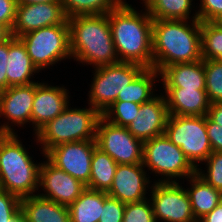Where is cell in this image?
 Returning a JSON list of instances; mask_svg holds the SVG:
<instances>
[{"mask_svg": "<svg viewBox=\"0 0 222 222\" xmlns=\"http://www.w3.org/2000/svg\"><path fill=\"white\" fill-rule=\"evenodd\" d=\"M192 15L189 21L153 19V68L158 72L173 64L202 60L201 22L196 10Z\"/></svg>", "mask_w": 222, "mask_h": 222, "instance_id": "obj_1", "label": "cell"}, {"mask_svg": "<svg viewBox=\"0 0 222 222\" xmlns=\"http://www.w3.org/2000/svg\"><path fill=\"white\" fill-rule=\"evenodd\" d=\"M144 10L139 13L124 0L107 15L119 62H132L144 68H153V19L145 8Z\"/></svg>", "mask_w": 222, "mask_h": 222, "instance_id": "obj_2", "label": "cell"}, {"mask_svg": "<svg viewBox=\"0 0 222 222\" xmlns=\"http://www.w3.org/2000/svg\"><path fill=\"white\" fill-rule=\"evenodd\" d=\"M67 20L74 60L94 68L119 62L107 14L76 15Z\"/></svg>", "mask_w": 222, "mask_h": 222, "instance_id": "obj_3", "label": "cell"}, {"mask_svg": "<svg viewBox=\"0 0 222 222\" xmlns=\"http://www.w3.org/2000/svg\"><path fill=\"white\" fill-rule=\"evenodd\" d=\"M16 133H0V189L22 199L39 190L40 166Z\"/></svg>", "mask_w": 222, "mask_h": 222, "instance_id": "obj_4", "label": "cell"}, {"mask_svg": "<svg viewBox=\"0 0 222 222\" xmlns=\"http://www.w3.org/2000/svg\"><path fill=\"white\" fill-rule=\"evenodd\" d=\"M70 105L35 134V140L41 145L39 149L42 148L41 154L62 143L96 139L101 114L90 105L82 109Z\"/></svg>", "mask_w": 222, "mask_h": 222, "instance_id": "obj_5", "label": "cell"}, {"mask_svg": "<svg viewBox=\"0 0 222 222\" xmlns=\"http://www.w3.org/2000/svg\"><path fill=\"white\" fill-rule=\"evenodd\" d=\"M142 164L156 176L161 175L156 182H179L180 179L189 178L197 171L181 149L165 134L144 141Z\"/></svg>", "mask_w": 222, "mask_h": 222, "instance_id": "obj_6", "label": "cell"}, {"mask_svg": "<svg viewBox=\"0 0 222 222\" xmlns=\"http://www.w3.org/2000/svg\"><path fill=\"white\" fill-rule=\"evenodd\" d=\"M164 134L196 169L197 164H202L213 152L206 130V115H169Z\"/></svg>", "mask_w": 222, "mask_h": 222, "instance_id": "obj_7", "label": "cell"}, {"mask_svg": "<svg viewBox=\"0 0 222 222\" xmlns=\"http://www.w3.org/2000/svg\"><path fill=\"white\" fill-rule=\"evenodd\" d=\"M19 39L26 47L34 66L39 70L50 68L62 60L71 59L68 20L56 26L42 27Z\"/></svg>", "mask_w": 222, "mask_h": 222, "instance_id": "obj_8", "label": "cell"}, {"mask_svg": "<svg viewBox=\"0 0 222 222\" xmlns=\"http://www.w3.org/2000/svg\"><path fill=\"white\" fill-rule=\"evenodd\" d=\"M94 77L88 91V105L101 115L118 97L119 92L144 69L140 64L118 62L94 68Z\"/></svg>", "mask_w": 222, "mask_h": 222, "instance_id": "obj_9", "label": "cell"}, {"mask_svg": "<svg viewBox=\"0 0 222 222\" xmlns=\"http://www.w3.org/2000/svg\"><path fill=\"white\" fill-rule=\"evenodd\" d=\"M179 182H153L148 196L156 222H197L186 188ZM160 220V221H159Z\"/></svg>", "mask_w": 222, "mask_h": 222, "instance_id": "obj_10", "label": "cell"}, {"mask_svg": "<svg viewBox=\"0 0 222 222\" xmlns=\"http://www.w3.org/2000/svg\"><path fill=\"white\" fill-rule=\"evenodd\" d=\"M96 144L117 164H141L144 142L135 138L126 127L117 126L102 116L96 127Z\"/></svg>", "mask_w": 222, "mask_h": 222, "instance_id": "obj_11", "label": "cell"}, {"mask_svg": "<svg viewBox=\"0 0 222 222\" xmlns=\"http://www.w3.org/2000/svg\"><path fill=\"white\" fill-rule=\"evenodd\" d=\"M96 140L59 144L45 156L53 165L87 185L91 176V162Z\"/></svg>", "mask_w": 222, "mask_h": 222, "instance_id": "obj_12", "label": "cell"}, {"mask_svg": "<svg viewBox=\"0 0 222 222\" xmlns=\"http://www.w3.org/2000/svg\"><path fill=\"white\" fill-rule=\"evenodd\" d=\"M40 166L39 187L42 193L37 194L60 205L69 207L86 189L78 179L53 165L46 157Z\"/></svg>", "mask_w": 222, "mask_h": 222, "instance_id": "obj_13", "label": "cell"}, {"mask_svg": "<svg viewBox=\"0 0 222 222\" xmlns=\"http://www.w3.org/2000/svg\"><path fill=\"white\" fill-rule=\"evenodd\" d=\"M34 97L35 83L0 91V118L4 116L8 121L0 125V133H17L12 125L23 127L31 123Z\"/></svg>", "mask_w": 222, "mask_h": 222, "instance_id": "obj_14", "label": "cell"}, {"mask_svg": "<svg viewBox=\"0 0 222 222\" xmlns=\"http://www.w3.org/2000/svg\"><path fill=\"white\" fill-rule=\"evenodd\" d=\"M66 20L61 2L17 5L11 35L19 38L42 27L63 24Z\"/></svg>", "mask_w": 222, "mask_h": 222, "instance_id": "obj_15", "label": "cell"}, {"mask_svg": "<svg viewBox=\"0 0 222 222\" xmlns=\"http://www.w3.org/2000/svg\"><path fill=\"white\" fill-rule=\"evenodd\" d=\"M143 164H118L108 196L118 199L124 204L146 199L150 187V176ZM149 176V177H148Z\"/></svg>", "mask_w": 222, "mask_h": 222, "instance_id": "obj_16", "label": "cell"}, {"mask_svg": "<svg viewBox=\"0 0 222 222\" xmlns=\"http://www.w3.org/2000/svg\"><path fill=\"white\" fill-rule=\"evenodd\" d=\"M35 82V97L32 106L31 122L36 134L43 126L61 114L70 103L69 90L62 86Z\"/></svg>", "mask_w": 222, "mask_h": 222, "instance_id": "obj_17", "label": "cell"}, {"mask_svg": "<svg viewBox=\"0 0 222 222\" xmlns=\"http://www.w3.org/2000/svg\"><path fill=\"white\" fill-rule=\"evenodd\" d=\"M160 94L142 103L138 114L126 127L135 138L143 142L164 134L169 112L165 96Z\"/></svg>", "mask_w": 222, "mask_h": 222, "instance_id": "obj_18", "label": "cell"}, {"mask_svg": "<svg viewBox=\"0 0 222 222\" xmlns=\"http://www.w3.org/2000/svg\"><path fill=\"white\" fill-rule=\"evenodd\" d=\"M169 115L205 116L210 107L206 90L163 88Z\"/></svg>", "mask_w": 222, "mask_h": 222, "instance_id": "obj_19", "label": "cell"}, {"mask_svg": "<svg viewBox=\"0 0 222 222\" xmlns=\"http://www.w3.org/2000/svg\"><path fill=\"white\" fill-rule=\"evenodd\" d=\"M39 70L34 66L26 47L19 38H8V60L6 67L7 88L12 86L30 85Z\"/></svg>", "mask_w": 222, "mask_h": 222, "instance_id": "obj_20", "label": "cell"}, {"mask_svg": "<svg viewBox=\"0 0 222 222\" xmlns=\"http://www.w3.org/2000/svg\"><path fill=\"white\" fill-rule=\"evenodd\" d=\"M163 88L205 90L204 59L192 63H177L163 68L160 72Z\"/></svg>", "mask_w": 222, "mask_h": 222, "instance_id": "obj_21", "label": "cell"}, {"mask_svg": "<svg viewBox=\"0 0 222 222\" xmlns=\"http://www.w3.org/2000/svg\"><path fill=\"white\" fill-rule=\"evenodd\" d=\"M20 211L25 222H71L69 209L38 194L22 198Z\"/></svg>", "mask_w": 222, "mask_h": 222, "instance_id": "obj_22", "label": "cell"}, {"mask_svg": "<svg viewBox=\"0 0 222 222\" xmlns=\"http://www.w3.org/2000/svg\"><path fill=\"white\" fill-rule=\"evenodd\" d=\"M186 180L190 184V187L186 190L190 198L194 217L198 222L222 201V191L209 185L197 172Z\"/></svg>", "mask_w": 222, "mask_h": 222, "instance_id": "obj_23", "label": "cell"}, {"mask_svg": "<svg viewBox=\"0 0 222 222\" xmlns=\"http://www.w3.org/2000/svg\"><path fill=\"white\" fill-rule=\"evenodd\" d=\"M107 192L86 188L68 207L71 222H99Z\"/></svg>", "mask_w": 222, "mask_h": 222, "instance_id": "obj_24", "label": "cell"}, {"mask_svg": "<svg viewBox=\"0 0 222 222\" xmlns=\"http://www.w3.org/2000/svg\"><path fill=\"white\" fill-rule=\"evenodd\" d=\"M156 78H160V73L154 68H144L125 89L119 92L116 101H130L142 104L155 97Z\"/></svg>", "mask_w": 222, "mask_h": 222, "instance_id": "obj_25", "label": "cell"}, {"mask_svg": "<svg viewBox=\"0 0 222 222\" xmlns=\"http://www.w3.org/2000/svg\"><path fill=\"white\" fill-rule=\"evenodd\" d=\"M117 163L97 146L91 162V176L86 188L108 192L112 186Z\"/></svg>", "mask_w": 222, "mask_h": 222, "instance_id": "obj_26", "label": "cell"}, {"mask_svg": "<svg viewBox=\"0 0 222 222\" xmlns=\"http://www.w3.org/2000/svg\"><path fill=\"white\" fill-rule=\"evenodd\" d=\"M144 7L156 20H190L193 0H142Z\"/></svg>", "mask_w": 222, "mask_h": 222, "instance_id": "obj_27", "label": "cell"}, {"mask_svg": "<svg viewBox=\"0 0 222 222\" xmlns=\"http://www.w3.org/2000/svg\"><path fill=\"white\" fill-rule=\"evenodd\" d=\"M68 19L76 15L108 14L124 0H60Z\"/></svg>", "mask_w": 222, "mask_h": 222, "instance_id": "obj_28", "label": "cell"}, {"mask_svg": "<svg viewBox=\"0 0 222 222\" xmlns=\"http://www.w3.org/2000/svg\"><path fill=\"white\" fill-rule=\"evenodd\" d=\"M202 59L222 58V22H201Z\"/></svg>", "mask_w": 222, "mask_h": 222, "instance_id": "obj_29", "label": "cell"}, {"mask_svg": "<svg viewBox=\"0 0 222 222\" xmlns=\"http://www.w3.org/2000/svg\"><path fill=\"white\" fill-rule=\"evenodd\" d=\"M206 92L210 104L222 102V60L204 59Z\"/></svg>", "mask_w": 222, "mask_h": 222, "instance_id": "obj_30", "label": "cell"}, {"mask_svg": "<svg viewBox=\"0 0 222 222\" xmlns=\"http://www.w3.org/2000/svg\"><path fill=\"white\" fill-rule=\"evenodd\" d=\"M140 105L130 101H115L101 116L114 125L127 127L138 114Z\"/></svg>", "mask_w": 222, "mask_h": 222, "instance_id": "obj_31", "label": "cell"}, {"mask_svg": "<svg viewBox=\"0 0 222 222\" xmlns=\"http://www.w3.org/2000/svg\"><path fill=\"white\" fill-rule=\"evenodd\" d=\"M204 164L207 172L197 168V174L213 188L222 191V152H212Z\"/></svg>", "mask_w": 222, "mask_h": 222, "instance_id": "obj_32", "label": "cell"}, {"mask_svg": "<svg viewBox=\"0 0 222 222\" xmlns=\"http://www.w3.org/2000/svg\"><path fill=\"white\" fill-rule=\"evenodd\" d=\"M123 222H156L150 200L126 204Z\"/></svg>", "mask_w": 222, "mask_h": 222, "instance_id": "obj_33", "label": "cell"}, {"mask_svg": "<svg viewBox=\"0 0 222 222\" xmlns=\"http://www.w3.org/2000/svg\"><path fill=\"white\" fill-rule=\"evenodd\" d=\"M197 10L200 22L222 21V0H200Z\"/></svg>", "mask_w": 222, "mask_h": 222, "instance_id": "obj_34", "label": "cell"}, {"mask_svg": "<svg viewBox=\"0 0 222 222\" xmlns=\"http://www.w3.org/2000/svg\"><path fill=\"white\" fill-rule=\"evenodd\" d=\"M125 205L126 204L120 202L118 199L107 196L104 199L99 222H123Z\"/></svg>", "mask_w": 222, "mask_h": 222, "instance_id": "obj_35", "label": "cell"}, {"mask_svg": "<svg viewBox=\"0 0 222 222\" xmlns=\"http://www.w3.org/2000/svg\"><path fill=\"white\" fill-rule=\"evenodd\" d=\"M21 199L0 189V222H8L20 211Z\"/></svg>", "mask_w": 222, "mask_h": 222, "instance_id": "obj_36", "label": "cell"}, {"mask_svg": "<svg viewBox=\"0 0 222 222\" xmlns=\"http://www.w3.org/2000/svg\"><path fill=\"white\" fill-rule=\"evenodd\" d=\"M16 7V0H0V24L10 32L15 21Z\"/></svg>", "mask_w": 222, "mask_h": 222, "instance_id": "obj_37", "label": "cell"}, {"mask_svg": "<svg viewBox=\"0 0 222 222\" xmlns=\"http://www.w3.org/2000/svg\"><path fill=\"white\" fill-rule=\"evenodd\" d=\"M206 130L213 152H222V126L206 115Z\"/></svg>", "mask_w": 222, "mask_h": 222, "instance_id": "obj_38", "label": "cell"}, {"mask_svg": "<svg viewBox=\"0 0 222 222\" xmlns=\"http://www.w3.org/2000/svg\"><path fill=\"white\" fill-rule=\"evenodd\" d=\"M8 39L0 43V91L7 89Z\"/></svg>", "mask_w": 222, "mask_h": 222, "instance_id": "obj_39", "label": "cell"}, {"mask_svg": "<svg viewBox=\"0 0 222 222\" xmlns=\"http://www.w3.org/2000/svg\"><path fill=\"white\" fill-rule=\"evenodd\" d=\"M207 116L218 125L222 126V102L210 104Z\"/></svg>", "mask_w": 222, "mask_h": 222, "instance_id": "obj_40", "label": "cell"}, {"mask_svg": "<svg viewBox=\"0 0 222 222\" xmlns=\"http://www.w3.org/2000/svg\"><path fill=\"white\" fill-rule=\"evenodd\" d=\"M198 222H222V201Z\"/></svg>", "mask_w": 222, "mask_h": 222, "instance_id": "obj_41", "label": "cell"}, {"mask_svg": "<svg viewBox=\"0 0 222 222\" xmlns=\"http://www.w3.org/2000/svg\"><path fill=\"white\" fill-rule=\"evenodd\" d=\"M49 2H61V1L60 0H16L17 5L49 3Z\"/></svg>", "mask_w": 222, "mask_h": 222, "instance_id": "obj_42", "label": "cell"}, {"mask_svg": "<svg viewBox=\"0 0 222 222\" xmlns=\"http://www.w3.org/2000/svg\"><path fill=\"white\" fill-rule=\"evenodd\" d=\"M11 36V32L2 24H0V43L4 42Z\"/></svg>", "mask_w": 222, "mask_h": 222, "instance_id": "obj_43", "label": "cell"}, {"mask_svg": "<svg viewBox=\"0 0 222 222\" xmlns=\"http://www.w3.org/2000/svg\"><path fill=\"white\" fill-rule=\"evenodd\" d=\"M8 222H25L24 216L22 215V212L19 211L12 219H10Z\"/></svg>", "mask_w": 222, "mask_h": 222, "instance_id": "obj_44", "label": "cell"}]
</instances>
